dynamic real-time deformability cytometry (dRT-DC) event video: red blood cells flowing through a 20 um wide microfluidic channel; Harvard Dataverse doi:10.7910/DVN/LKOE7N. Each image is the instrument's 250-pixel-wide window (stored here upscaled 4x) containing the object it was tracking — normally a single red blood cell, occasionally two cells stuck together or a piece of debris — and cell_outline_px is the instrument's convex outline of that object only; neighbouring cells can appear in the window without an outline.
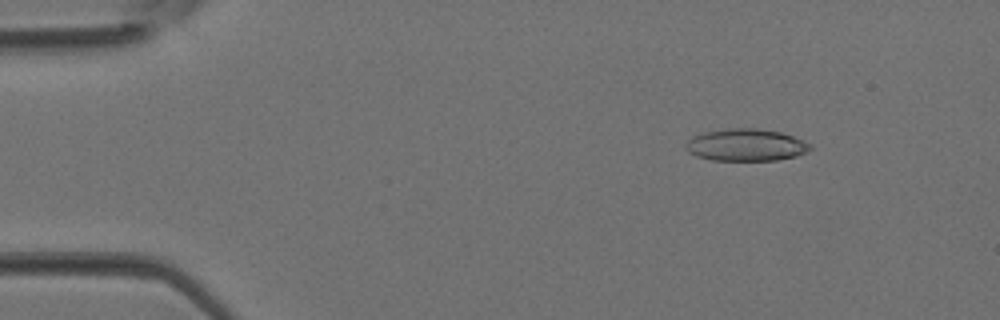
{"species": "Egyptian fruit bat (a non-hibernating species)", "species_latin": "Rousettus aegyptiacus", "temperature_condition": "room temperature", "stored_images_in_passage": 3, "camera_frame_rate_fps": 3000, "um_per_image_px": 0.085, "animal": {"sex": "female"}, "frame": {"image": 1, "passage_image": 2, "time_ms": 0.333, "image_size_px": [1000, 320], "cell_outline_px": [[812, 148], [808, 152], [796, 156], [776, 160], [712, 160], [696, 156], [688, 152], [684, 148], [684, 144], [692, 136], [704, 132], [728, 128], [756, 128], [780, 132], [792, 136], [808, 144]], "centroid_in_image_um": [63.35, 12.32], "position_along_channel_um": 21.7, "area_um2": 23.29}}
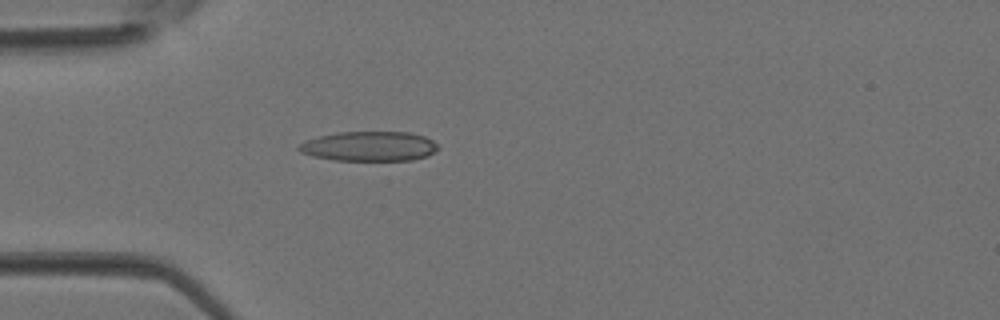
{"frame": {"image": 2, "passage_image": 3, "time_ms": 0.667, "image_size_px": [1000, 320], "cell_outline_px": [[440, 148], [428, 156], [412, 160], [336, 160], [312, 156], [300, 152], [296, 148], [304, 140], [336, 132], [408, 132], [424, 136], [432, 140]], "centroid_in_image_um": [31.38, 12.43], "position_along_channel_um": 53.6, "area_um2": 24.16}}